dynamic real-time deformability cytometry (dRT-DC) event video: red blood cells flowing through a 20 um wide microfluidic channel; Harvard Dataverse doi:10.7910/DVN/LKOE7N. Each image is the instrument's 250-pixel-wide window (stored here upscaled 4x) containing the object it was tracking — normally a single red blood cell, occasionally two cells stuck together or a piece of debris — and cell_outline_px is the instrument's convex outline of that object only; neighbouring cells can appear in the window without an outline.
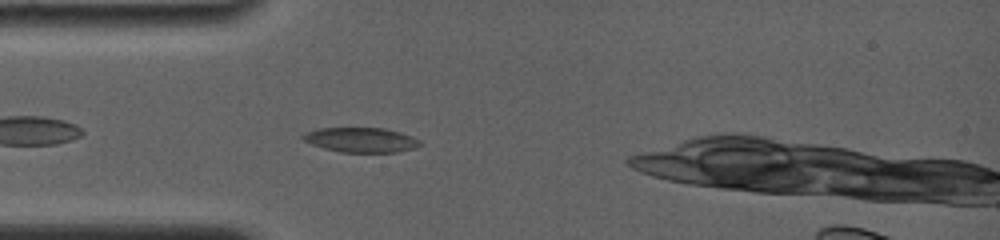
{"species": "common noctule bat (a hibernating species)", "species_latin": "Nyctalus noctula", "temperature_condition": "room temperature", "stored_images_in_passage": 60, "camera_frame_rate_fps": 4000, "um_per_image_px": 0.085, "animal": {"sex": "female", "body_mass_g": 19.0, "forearm_length_mm": 56.7}, "frame": {"image": 1, "passage_image": 6, "time_ms": 1.0, "image_size_px": [1000, 240], "cell_outline_px": [[424, 144], [412, 148], [396, 152], [340, 152], [324, 148], [312, 144], [304, 140], [300, 136], [304, 132], [316, 128], [384, 128], [400, 132], [412, 136], [420, 140]], "centroid_in_image_um": [30.67, 11.88], "position_along_channel_um": 54.3, "area_um2": 16.94}}
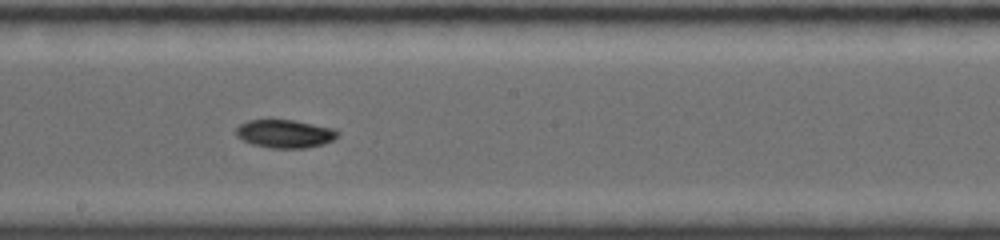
{"frame": {"image": 2, "passage_image": 27, "time_ms": 5.5, "image_size_px": [1000, 240], "cell_outline_px": [[340, 136], [324, 144], [304, 148], [272, 148], [252, 144], [236, 136], [236, 128], [240, 124], [248, 120], [292, 120], [332, 128], [340, 132]], "centroid_in_image_um": [24.23, 11.37], "position_along_channel_um": 224.0, "area_um2": 16.59}}
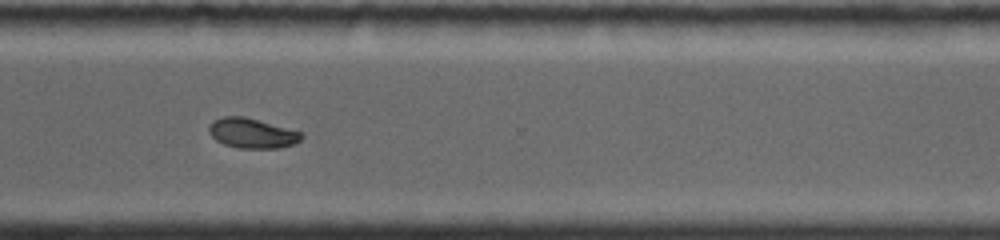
{"frame": {"image": 3, "passage_image": 42, "time_ms": 8.75, "image_size_px": [1000, 240], "cell_outline_px": [[304, 136], [300, 140], [292, 144], [280, 148], [240, 148], [224, 144], [216, 140], [208, 132], [208, 128], [212, 120], [224, 116], [244, 116], [304, 132]], "centroid_in_image_um": [21.43, 11.31], "position_along_channel_um": 349.2, "area_um2": 16.24}}